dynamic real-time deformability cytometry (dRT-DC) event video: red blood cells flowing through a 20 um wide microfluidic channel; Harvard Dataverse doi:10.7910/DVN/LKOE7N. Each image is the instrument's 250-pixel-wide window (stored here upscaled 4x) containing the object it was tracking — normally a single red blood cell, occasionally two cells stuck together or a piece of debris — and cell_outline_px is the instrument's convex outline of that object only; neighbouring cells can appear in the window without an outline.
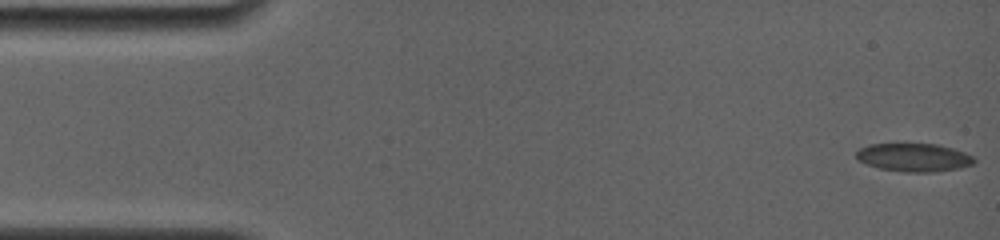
{"species": "common noctule bat (a hibernating species)", "species_latin": "Nyctalus noctula", "temperature_condition": "room temperature", "stored_images_in_passage": 68, "camera_frame_rate_fps": 4000, "um_per_image_px": 0.085, "animal": {"sex": "female", "body_mass_g": 19.0, "forearm_length_mm": 56.7}, "frame": {"image": 1, "passage_image": 1, "time_ms": 0.0, "image_size_px": [1000, 240], "cell_outline_px": [[972, 164], [960, 168], [936, 172], [904, 172], [880, 168], [868, 164], [860, 160], [856, 156], [856, 152], [860, 148], [872, 144], [932, 144], [948, 148], [960, 152], [968, 156], [972, 160]], "centroid_in_image_um": [77.6, 13.4], "position_along_channel_um": 7.4, "area_um2": 18.67}}
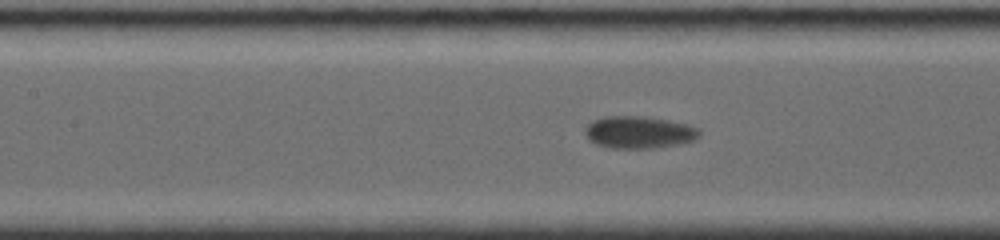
{"frame": {"image": 2, "passage_image": 30, "time_ms": 7.25, "image_size_px": [1000, 240], "cell_outline_px": [[700, 136], [692, 140], [676, 144], [648, 148], [608, 148], [596, 144], [588, 140], [584, 132], [584, 128], [592, 120], [604, 116], [644, 116], [668, 120], [688, 124], [696, 128], [700, 132]], "centroid_in_image_um": [54.24, 11.23], "position_along_channel_um": 153.2, "area_um2": 21.44}}
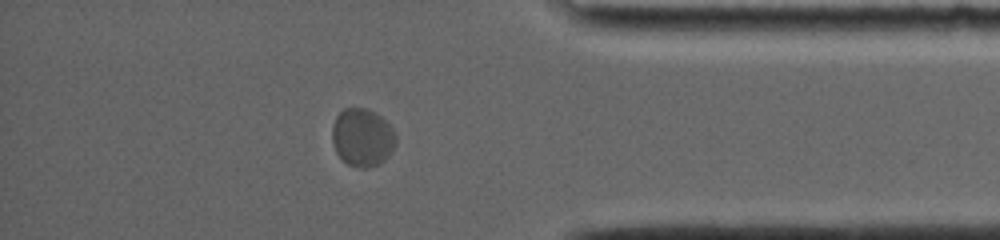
{"frame": {"image": 3, "passage_image": 58, "time_ms": 14.25, "image_size_px": [1000, 240], "cell_outline_px": [[396, 144], [392, 152], [380, 164], [364, 168], [360, 168], [348, 164], [336, 152], [332, 144], [332, 128], [336, 116], [344, 108], [368, 108], [376, 112], [396, 132]], "centroid_in_image_um": [30.81, 11.68], "position_along_channel_um": 404.4, "area_um2": 21.68}, "authors_computed_cell_mechanics": {"area_um2": 20.6346, "velocity_mm_per_s": 3.7319, "shape_relaxation_time_tau1_ms": 2.3101, "shape_relaxation_time_tau2_ms": null, "deformation_change_tau1": 0.0759, "deformation_change_tau2": null}}